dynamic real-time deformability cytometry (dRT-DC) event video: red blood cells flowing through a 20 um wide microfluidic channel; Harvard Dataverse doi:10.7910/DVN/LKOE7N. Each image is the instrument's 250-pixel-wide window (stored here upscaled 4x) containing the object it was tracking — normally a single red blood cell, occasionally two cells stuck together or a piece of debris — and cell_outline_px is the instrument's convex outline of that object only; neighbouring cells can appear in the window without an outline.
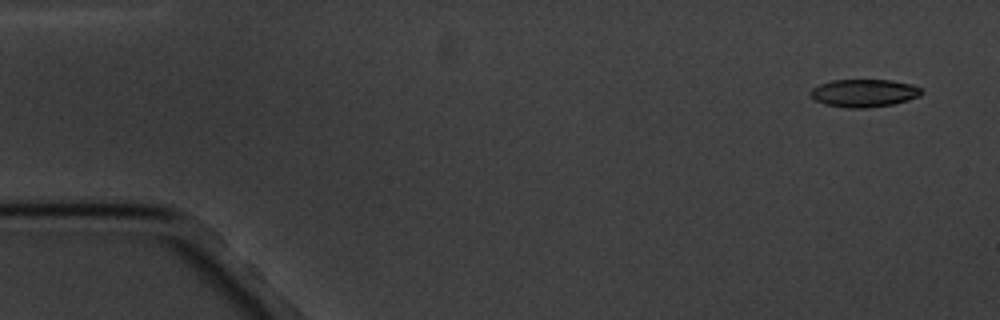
{"species": "common noctule bat (a hibernating species)", "species_latin": "Nyctalus noctula", "temperature_condition": "cold", "stored_images_in_passage": 5, "camera_frame_rate_fps": 3000, "um_per_image_px": 0.085, "animal": {"sex": "male", "body_mass_g": 20.1, "forearm_length_mm": 53.5}, "frame": {"image": 1, "passage_image": 1, "time_ms": 0.0, "image_size_px": [1000, 320], "cell_outline_px": [[924, 92], [920, 96], [908, 100], [892, 104], [868, 108], [844, 108], [824, 104], [816, 100], [808, 92], [812, 88], [820, 84], [832, 80], [892, 80], [912, 84], [920, 88]], "centroid_in_image_um": [73.45, 7.91], "position_along_channel_um": 11.6, "area_um2": 18.09}}
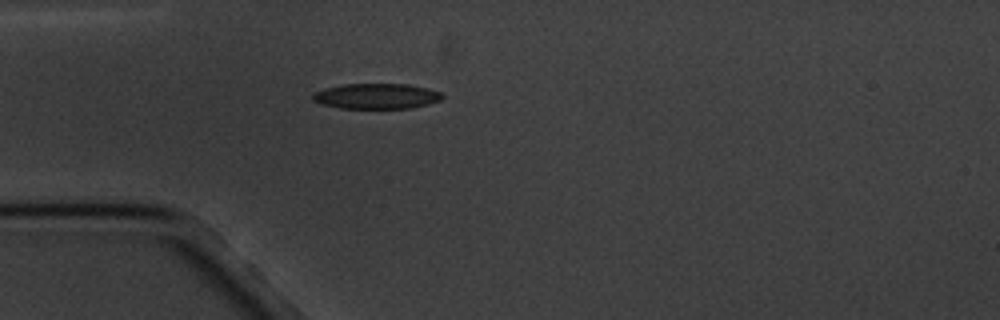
{"frame": {"image": 2, "passage_image": 5, "time_ms": 4.333, "image_size_px": [1000, 320], "cell_outline_px": [[444, 96], [440, 100], [428, 104], [412, 108], [340, 108], [324, 104], [312, 100], [312, 92], [324, 88], [344, 84], [408, 84], [428, 88], [440, 92]], "centroid_in_image_um": [31.99, 8.17], "position_along_channel_um": 53.0, "area_um2": 19.19}}